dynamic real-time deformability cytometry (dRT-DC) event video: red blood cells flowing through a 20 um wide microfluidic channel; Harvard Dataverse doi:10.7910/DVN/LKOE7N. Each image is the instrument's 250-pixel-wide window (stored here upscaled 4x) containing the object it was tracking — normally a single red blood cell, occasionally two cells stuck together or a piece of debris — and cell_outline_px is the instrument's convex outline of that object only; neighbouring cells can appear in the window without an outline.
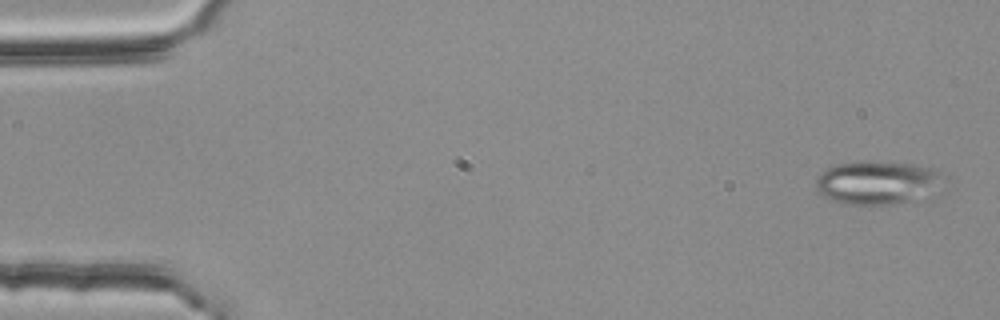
{"species": "common noctule bat (a hibernating species)", "species_latin": "Nyctalus noctula", "temperature_condition": "room temperature", "stored_images_in_passage": 3, "camera_frame_rate_fps": 3000, "um_per_image_px": 0.085, "animal": {"sex": "female", "body_mass_g": 25.1}, "frame": {"image": 1, "passage_image": 1, "time_ms": 0.0, "image_size_px": [1000, 320], "cell_outline_px": [[944, 172], [936, 180], [912, 200], [888, 204], [840, 204], [824, 196], [816, 188], [816, 176], [820, 172], [836, 164], [860, 160], [876, 160], [920, 164], [936, 168]], "centroid_in_image_um": [74.39, 15.45], "position_along_channel_um": 10.6, "area_um2": 31.56}}